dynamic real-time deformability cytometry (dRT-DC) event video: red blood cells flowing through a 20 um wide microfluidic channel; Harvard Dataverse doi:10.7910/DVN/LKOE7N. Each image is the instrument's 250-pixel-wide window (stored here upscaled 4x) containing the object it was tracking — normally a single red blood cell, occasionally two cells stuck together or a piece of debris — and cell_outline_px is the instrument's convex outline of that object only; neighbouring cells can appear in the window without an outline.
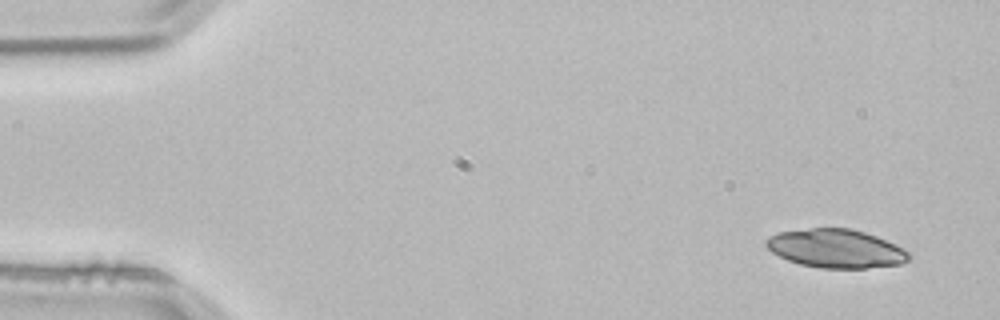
{"species": "common noctule bat (a hibernating species)", "species_latin": "Nyctalus noctula", "temperature_condition": "room temperature", "stored_images_in_passage": 3, "camera_frame_rate_fps": 3000, "um_per_image_px": 0.085, "animal": {"sex": "male", "body_mass_g": 21.5, "forearm_length_mm": 52.0}, "frame": {"image": 1, "passage_image": 1, "time_ms": 0.0, "image_size_px": [1000, 320], "cell_outline_px": [[912, 256], [908, 260], [900, 264], [864, 268], [820, 268], [800, 264], [788, 260], [772, 252], [764, 244], [764, 240], [768, 236], [776, 232], [812, 228], [848, 228], [864, 232], [876, 236], [904, 248], [912, 252]], "centroid_in_image_um": [71.05, 21.12], "position_along_channel_um": 14.0, "area_um2": 32.25}}